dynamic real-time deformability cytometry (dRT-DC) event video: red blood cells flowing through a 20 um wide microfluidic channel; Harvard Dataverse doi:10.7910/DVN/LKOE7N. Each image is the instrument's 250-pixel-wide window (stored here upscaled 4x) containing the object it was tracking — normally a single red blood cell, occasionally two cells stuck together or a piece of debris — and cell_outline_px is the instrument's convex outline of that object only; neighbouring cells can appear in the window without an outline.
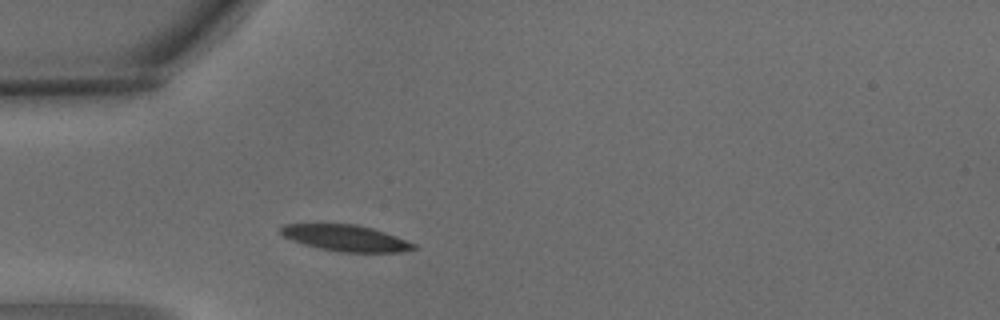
{"species": "common noctule bat (a hibernating species)", "species_latin": "Nyctalus noctula", "temperature_condition": "warm", "stored_images_in_passage": 2, "camera_frame_rate_fps": 3000, "um_per_image_px": 0.085, "animal": {"sex": "male", "body_mass_g": 15.6}, "frame": {"image": 1, "passage_image": 2, "time_ms": 0.333, "image_size_px": [1000, 320], "cell_outline_px": [[416, 248], [400, 252], [340, 252], [320, 248], [304, 244], [292, 240], [284, 236], [280, 232], [280, 228], [284, 224], [356, 224], [372, 228], [396, 236], [416, 244]], "centroid_in_image_um": [29.39, 20.23], "position_along_channel_um": 55.6, "area_um2": 20.11}}